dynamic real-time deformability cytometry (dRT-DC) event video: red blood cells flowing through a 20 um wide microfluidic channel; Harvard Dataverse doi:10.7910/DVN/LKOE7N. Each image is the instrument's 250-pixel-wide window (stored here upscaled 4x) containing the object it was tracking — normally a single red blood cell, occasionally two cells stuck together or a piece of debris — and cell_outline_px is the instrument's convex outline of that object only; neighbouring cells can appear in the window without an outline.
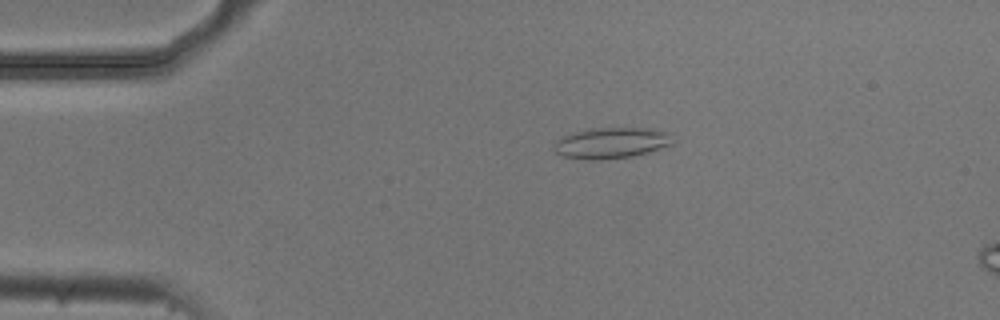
{"species": "common noctule bat (a hibernating species)", "species_latin": "Nyctalus noctula", "temperature_condition": "cold", "stored_images_in_passage": 5, "camera_frame_rate_fps": 3000, "um_per_image_px": 0.085, "animal": {"sex": "male", "body_mass_g": 20.5, "forearm_length_mm": 52.5}, "frame": {"image": 1, "passage_image": 2, "time_ms": 0.333, "image_size_px": [1000, 320], "cell_outline_px": [[676, 140], [672, 144], [648, 152], [632, 156], [600, 160], [588, 160], [560, 156], [552, 148], [556, 140], [564, 136], [588, 128], [652, 128], [672, 132]], "centroid_in_image_um": [52.01, 12.14], "position_along_channel_um": 33.0, "area_um2": 21.79}}
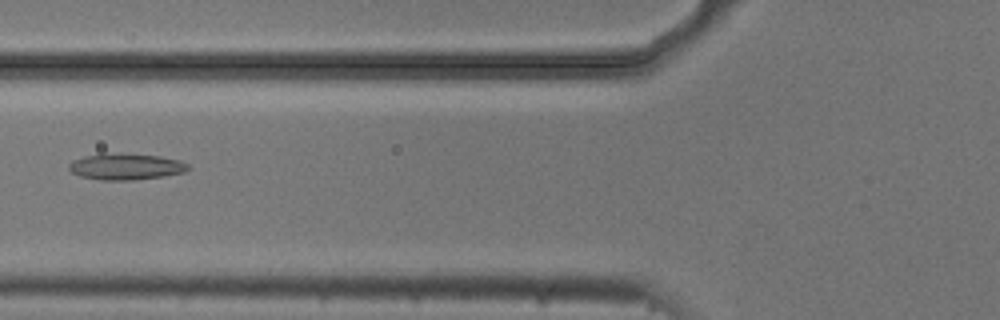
{"frame": {"image": 2, "passage_image": 5, "time_ms": 1.333, "image_size_px": [1000, 320], "cell_outline_px": [[192, 168], [184, 172], [164, 176], [132, 180], [100, 180], [80, 176], [72, 172], [68, 168], [68, 164], [72, 160], [84, 156], [104, 152], [160, 156], [180, 160], [188, 164]], "centroid_in_image_um": [10.69, 14.15], "position_along_channel_um": 115.1, "area_um2": 18.5}}